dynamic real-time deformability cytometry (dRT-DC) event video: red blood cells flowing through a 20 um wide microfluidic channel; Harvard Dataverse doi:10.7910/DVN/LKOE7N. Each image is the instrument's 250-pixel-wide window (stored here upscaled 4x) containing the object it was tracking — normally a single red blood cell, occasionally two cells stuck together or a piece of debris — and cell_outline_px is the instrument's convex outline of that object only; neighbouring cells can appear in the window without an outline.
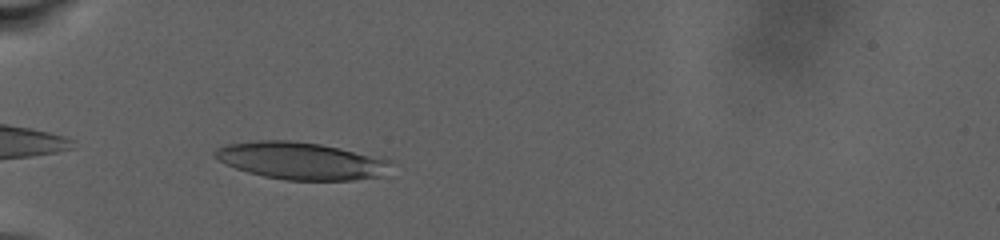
{"species": "human", "species_latin": "Homo sapiens", "temperature_condition": "warm", "stored_images_in_passage": 53, "camera_frame_rate_fps": 3000, "um_per_image_px": 0.085, "donor": {"sex": "male"}, "frame": {"image": 1, "passage_image": 3, "time_ms": 0.667, "image_size_px": [1000, 240], "cell_outline_px": [[392, 160], [384, 176], [352, 180], [284, 180], [264, 176], [248, 172], [236, 168], [220, 160], [212, 152], [216, 148], [224, 144], [256, 140], [292, 140], [320, 144]], "centroid_in_image_um": [25.57, 13.66], "position_along_channel_um": 59.4, "area_um2": 38.03}}
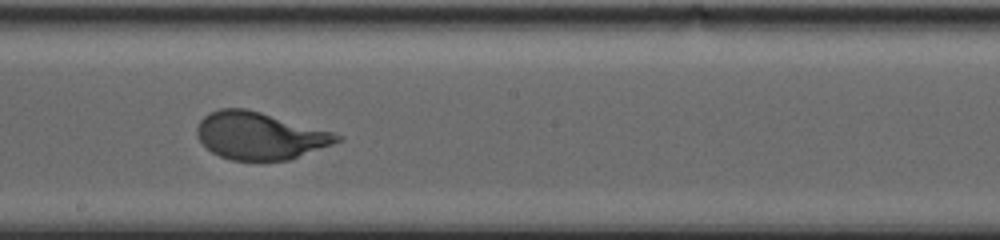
{"frame": {"image": 2, "passage_image": 26, "time_ms": 8.333, "image_size_px": [1000, 240], "cell_outline_px": [[344, 140], [288, 160], [232, 160], [220, 156], [212, 152], [196, 136], [196, 128], [200, 120], [208, 112], [220, 108], [248, 108], [332, 132], [344, 136]], "centroid_in_image_um": [22.07, 11.52], "position_along_channel_um": 226.1, "area_um2": 38.55}}
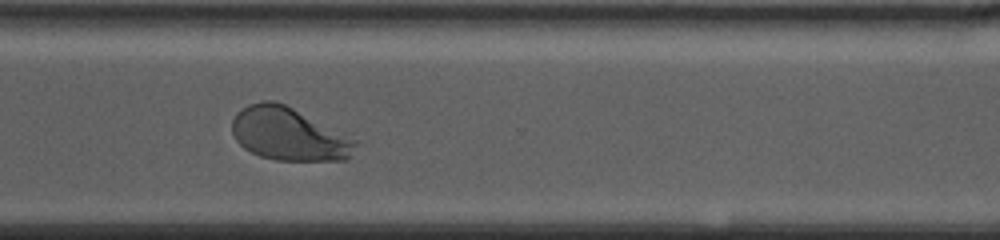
{"frame": {"image": 3, "passage_image": 41, "time_ms": 13.333, "image_size_px": [1000, 240], "cell_outline_px": [[364, 140], [348, 160], [276, 160], [260, 156], [244, 148], [236, 140], [232, 132], [232, 120], [236, 112], [248, 104], [264, 100], [276, 100]], "centroid_in_image_um": [24.66, 11.39], "position_along_channel_um": 345.9, "area_um2": 39.19}, "authors_computed_cell_mechanics": {"area_um2": 38.6104, "velocity_mm_per_s": 2.3953, "shape_relaxation_time_tau1_ms": 5.2053, "shape_relaxation_time_tau2_ms": null, "deformation_change_tau1": 0.2051, "deformation_change_tau2": null}}